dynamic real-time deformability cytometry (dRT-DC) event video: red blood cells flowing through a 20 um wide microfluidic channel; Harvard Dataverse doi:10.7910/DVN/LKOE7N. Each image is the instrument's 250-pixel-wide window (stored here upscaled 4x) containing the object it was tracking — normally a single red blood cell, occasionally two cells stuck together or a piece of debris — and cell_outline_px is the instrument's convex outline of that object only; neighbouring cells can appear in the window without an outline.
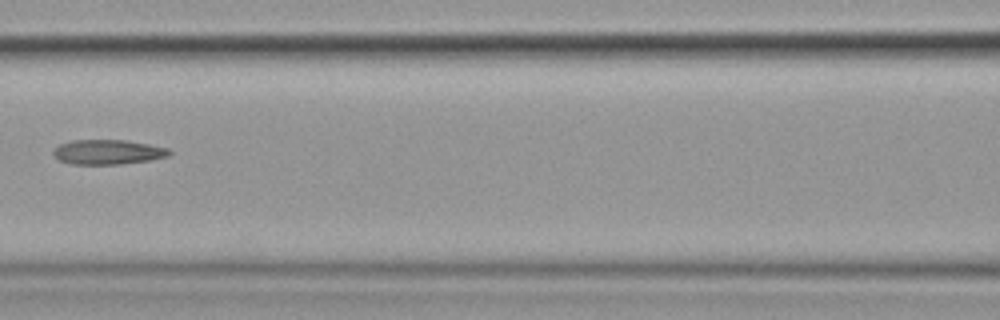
{"species": "common noctule bat (a hibernating species)", "species_latin": "Nyctalus noctula", "temperature_condition": "cold", "stored_images_in_passage": 11, "camera_frame_rate_fps": 3000, "um_per_image_px": 0.085, "animal": {"sex": "female", "body_mass_g": 19.9}, "frame": {"image": 1, "passage_image": 7, "time_ms": 8.0, "image_size_px": [1000, 320], "cell_outline_px": [[172, 152], [168, 156], [148, 160], [120, 164], [72, 164], [60, 160], [52, 156], [52, 152], [60, 144], [72, 140], [128, 140], [168, 148]], "centroid_in_image_um": [9.15, 12.92], "position_along_channel_um": 157.4, "area_um2": 16.65}}
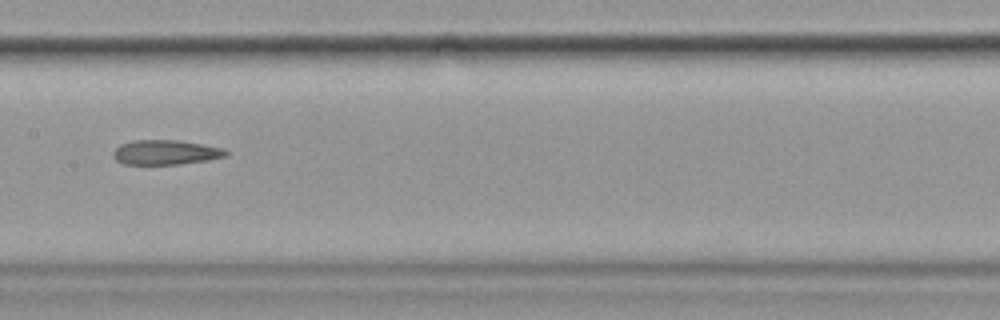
{"frame": {"image": 2, "passage_image": 8, "time_ms": 9.0, "image_size_px": [1000, 320], "cell_outline_px": [[228, 156], [208, 160], [176, 164], [124, 164], [116, 160], [112, 156], [112, 152], [120, 144], [132, 140], [180, 140], [224, 148], [228, 152]], "centroid_in_image_um": [14.07, 12.94], "position_along_channel_um": 193.3, "area_um2": 16.3}}
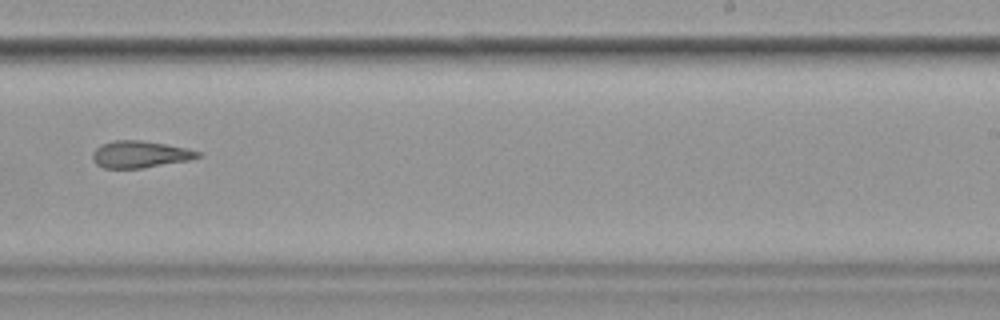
{"frame": {"image": 3, "passage_image": 10, "time_ms": 11.333, "image_size_px": [1000, 320], "cell_outline_px": [[200, 156], [188, 160], [140, 168], [104, 168], [96, 164], [92, 160], [92, 152], [100, 144], [112, 140], [140, 140], [188, 148], [200, 152]], "centroid_in_image_um": [11.84, 13.11], "position_along_channel_um": 277.2, "area_um2": 16.42}}